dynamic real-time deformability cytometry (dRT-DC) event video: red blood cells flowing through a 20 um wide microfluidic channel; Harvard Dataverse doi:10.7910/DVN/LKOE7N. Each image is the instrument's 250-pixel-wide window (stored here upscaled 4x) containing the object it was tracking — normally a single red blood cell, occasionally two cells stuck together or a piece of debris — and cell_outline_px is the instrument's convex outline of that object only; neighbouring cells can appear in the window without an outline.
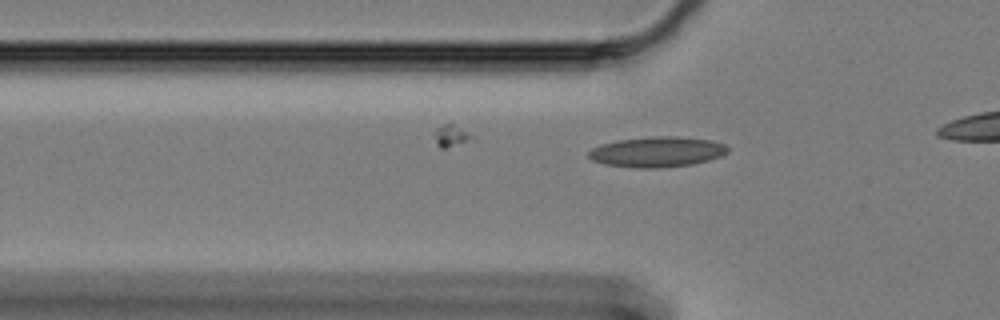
{"species": "Egyptian fruit bat (a non-hibernating species)", "species_latin": "Rousettus aegyptiacus", "temperature_condition": "cold", "stored_images_in_passage": 9, "camera_frame_rate_fps": 3000, "um_per_image_px": 0.085, "animal": {"sex": "female"}, "frame": {"image": 1, "passage_image": 6, "time_ms": 1.667, "image_size_px": [1000, 320], "cell_outline_px": [[732, 148], [728, 152], [720, 156], [708, 160], [692, 164], [660, 168], [636, 168], [604, 164], [592, 160], [588, 156], [588, 152], [592, 148], [600, 144], [616, 140], [652, 136], [676, 136], [712, 140], [724, 144]], "centroid_in_image_um": [55.85, 12.9], "position_along_channel_um": 69.9, "area_um2": 24.85}}